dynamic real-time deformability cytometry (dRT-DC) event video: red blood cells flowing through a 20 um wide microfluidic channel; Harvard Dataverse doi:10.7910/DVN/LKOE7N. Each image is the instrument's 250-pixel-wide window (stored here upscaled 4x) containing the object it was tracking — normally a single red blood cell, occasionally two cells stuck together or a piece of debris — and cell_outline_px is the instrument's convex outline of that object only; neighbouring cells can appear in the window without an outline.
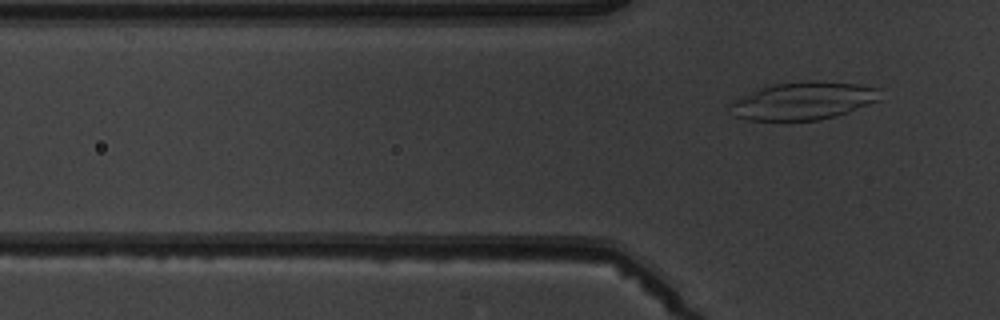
{"species": "common noctule bat (a hibernating species)", "species_latin": "Nyctalus noctula", "temperature_condition": "warm", "stored_images_in_passage": 7, "segment_of_instrument_passage": [2, 2], "camera_frame_rate_fps": 3000, "um_per_image_px": 0.085, "animal": {"sex": "male", "body_mass_g": 19.5, "forearm_length_mm": 54.6}, "frame": {"image": 1, "passage_image": 7, "time_ms": 8.0, "image_size_px": [1000, 320], "cell_outline_px": [[880, 100], [848, 112], [836, 116], [820, 120], [748, 120], [736, 116], [728, 104], [756, 88], [772, 84], [808, 80], [856, 84], [876, 88]], "centroid_in_image_um": [68.24, 8.57], "position_along_channel_um": 57.6, "area_um2": 32.77}}